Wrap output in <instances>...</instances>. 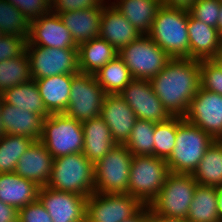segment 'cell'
<instances>
[{
  "label": "cell",
  "mask_w": 222,
  "mask_h": 222,
  "mask_svg": "<svg viewBox=\"0 0 222 222\" xmlns=\"http://www.w3.org/2000/svg\"><path fill=\"white\" fill-rule=\"evenodd\" d=\"M74 75L60 74L35 80L49 114L65 113L67 110Z\"/></svg>",
  "instance_id": "cell-24"
},
{
  "label": "cell",
  "mask_w": 222,
  "mask_h": 222,
  "mask_svg": "<svg viewBox=\"0 0 222 222\" xmlns=\"http://www.w3.org/2000/svg\"><path fill=\"white\" fill-rule=\"evenodd\" d=\"M26 44L61 49L78 48L59 14L51 11L30 21V33Z\"/></svg>",
  "instance_id": "cell-15"
},
{
  "label": "cell",
  "mask_w": 222,
  "mask_h": 222,
  "mask_svg": "<svg viewBox=\"0 0 222 222\" xmlns=\"http://www.w3.org/2000/svg\"><path fill=\"white\" fill-rule=\"evenodd\" d=\"M40 187L15 172L0 174V201L17 209L38 199Z\"/></svg>",
  "instance_id": "cell-25"
},
{
  "label": "cell",
  "mask_w": 222,
  "mask_h": 222,
  "mask_svg": "<svg viewBox=\"0 0 222 222\" xmlns=\"http://www.w3.org/2000/svg\"><path fill=\"white\" fill-rule=\"evenodd\" d=\"M47 187L88 197L95 192L94 164L82 152L54 158Z\"/></svg>",
  "instance_id": "cell-4"
},
{
  "label": "cell",
  "mask_w": 222,
  "mask_h": 222,
  "mask_svg": "<svg viewBox=\"0 0 222 222\" xmlns=\"http://www.w3.org/2000/svg\"><path fill=\"white\" fill-rule=\"evenodd\" d=\"M212 60L222 69V49L212 58Z\"/></svg>",
  "instance_id": "cell-48"
},
{
  "label": "cell",
  "mask_w": 222,
  "mask_h": 222,
  "mask_svg": "<svg viewBox=\"0 0 222 222\" xmlns=\"http://www.w3.org/2000/svg\"><path fill=\"white\" fill-rule=\"evenodd\" d=\"M197 184L192 174L170 172L148 207L162 216L186 219Z\"/></svg>",
  "instance_id": "cell-7"
},
{
  "label": "cell",
  "mask_w": 222,
  "mask_h": 222,
  "mask_svg": "<svg viewBox=\"0 0 222 222\" xmlns=\"http://www.w3.org/2000/svg\"><path fill=\"white\" fill-rule=\"evenodd\" d=\"M186 220L188 222H222L218 216L216 187L197 184Z\"/></svg>",
  "instance_id": "cell-29"
},
{
  "label": "cell",
  "mask_w": 222,
  "mask_h": 222,
  "mask_svg": "<svg viewBox=\"0 0 222 222\" xmlns=\"http://www.w3.org/2000/svg\"><path fill=\"white\" fill-rule=\"evenodd\" d=\"M100 117L110 128L113 141L124 145L138 120L134 111L119 94H107L104 98Z\"/></svg>",
  "instance_id": "cell-17"
},
{
  "label": "cell",
  "mask_w": 222,
  "mask_h": 222,
  "mask_svg": "<svg viewBox=\"0 0 222 222\" xmlns=\"http://www.w3.org/2000/svg\"><path fill=\"white\" fill-rule=\"evenodd\" d=\"M142 207L143 205L128 193L94 192L86 199L85 222H123Z\"/></svg>",
  "instance_id": "cell-12"
},
{
  "label": "cell",
  "mask_w": 222,
  "mask_h": 222,
  "mask_svg": "<svg viewBox=\"0 0 222 222\" xmlns=\"http://www.w3.org/2000/svg\"><path fill=\"white\" fill-rule=\"evenodd\" d=\"M200 87L222 95V69L211 60H200Z\"/></svg>",
  "instance_id": "cell-38"
},
{
  "label": "cell",
  "mask_w": 222,
  "mask_h": 222,
  "mask_svg": "<svg viewBox=\"0 0 222 222\" xmlns=\"http://www.w3.org/2000/svg\"><path fill=\"white\" fill-rule=\"evenodd\" d=\"M53 159L41 141H34L19 158L15 173L39 187L47 186L52 175Z\"/></svg>",
  "instance_id": "cell-18"
},
{
  "label": "cell",
  "mask_w": 222,
  "mask_h": 222,
  "mask_svg": "<svg viewBox=\"0 0 222 222\" xmlns=\"http://www.w3.org/2000/svg\"><path fill=\"white\" fill-rule=\"evenodd\" d=\"M177 116H172L165 122L155 124L154 156L167 159L176 144Z\"/></svg>",
  "instance_id": "cell-36"
},
{
  "label": "cell",
  "mask_w": 222,
  "mask_h": 222,
  "mask_svg": "<svg viewBox=\"0 0 222 222\" xmlns=\"http://www.w3.org/2000/svg\"><path fill=\"white\" fill-rule=\"evenodd\" d=\"M214 139L198 126L177 116L176 144L166 159L172 173L192 174Z\"/></svg>",
  "instance_id": "cell-2"
},
{
  "label": "cell",
  "mask_w": 222,
  "mask_h": 222,
  "mask_svg": "<svg viewBox=\"0 0 222 222\" xmlns=\"http://www.w3.org/2000/svg\"><path fill=\"white\" fill-rule=\"evenodd\" d=\"M149 221V207L143 206L134 216L123 222H148Z\"/></svg>",
  "instance_id": "cell-46"
},
{
  "label": "cell",
  "mask_w": 222,
  "mask_h": 222,
  "mask_svg": "<svg viewBox=\"0 0 222 222\" xmlns=\"http://www.w3.org/2000/svg\"><path fill=\"white\" fill-rule=\"evenodd\" d=\"M149 81L167 111L172 116L184 117L200 87V60L172 58Z\"/></svg>",
  "instance_id": "cell-1"
},
{
  "label": "cell",
  "mask_w": 222,
  "mask_h": 222,
  "mask_svg": "<svg viewBox=\"0 0 222 222\" xmlns=\"http://www.w3.org/2000/svg\"><path fill=\"white\" fill-rule=\"evenodd\" d=\"M218 31L222 36V0H221L220 13H219Z\"/></svg>",
  "instance_id": "cell-49"
},
{
  "label": "cell",
  "mask_w": 222,
  "mask_h": 222,
  "mask_svg": "<svg viewBox=\"0 0 222 222\" xmlns=\"http://www.w3.org/2000/svg\"><path fill=\"white\" fill-rule=\"evenodd\" d=\"M221 0H197L188 10L197 20L218 29Z\"/></svg>",
  "instance_id": "cell-37"
},
{
  "label": "cell",
  "mask_w": 222,
  "mask_h": 222,
  "mask_svg": "<svg viewBox=\"0 0 222 222\" xmlns=\"http://www.w3.org/2000/svg\"><path fill=\"white\" fill-rule=\"evenodd\" d=\"M106 95L94 74L79 72L72 77L65 114L81 123L96 118L100 116Z\"/></svg>",
  "instance_id": "cell-10"
},
{
  "label": "cell",
  "mask_w": 222,
  "mask_h": 222,
  "mask_svg": "<svg viewBox=\"0 0 222 222\" xmlns=\"http://www.w3.org/2000/svg\"><path fill=\"white\" fill-rule=\"evenodd\" d=\"M18 222H53L39 199L18 209Z\"/></svg>",
  "instance_id": "cell-42"
},
{
  "label": "cell",
  "mask_w": 222,
  "mask_h": 222,
  "mask_svg": "<svg viewBox=\"0 0 222 222\" xmlns=\"http://www.w3.org/2000/svg\"><path fill=\"white\" fill-rule=\"evenodd\" d=\"M169 173L165 159L155 156H133L128 194L143 206H149L159 194Z\"/></svg>",
  "instance_id": "cell-5"
},
{
  "label": "cell",
  "mask_w": 222,
  "mask_h": 222,
  "mask_svg": "<svg viewBox=\"0 0 222 222\" xmlns=\"http://www.w3.org/2000/svg\"><path fill=\"white\" fill-rule=\"evenodd\" d=\"M30 80H32V76L26 51L15 58L0 62V94L10 87Z\"/></svg>",
  "instance_id": "cell-32"
},
{
  "label": "cell",
  "mask_w": 222,
  "mask_h": 222,
  "mask_svg": "<svg viewBox=\"0 0 222 222\" xmlns=\"http://www.w3.org/2000/svg\"><path fill=\"white\" fill-rule=\"evenodd\" d=\"M118 56L124 61L134 79L150 80L172 59L148 35L121 48Z\"/></svg>",
  "instance_id": "cell-8"
},
{
  "label": "cell",
  "mask_w": 222,
  "mask_h": 222,
  "mask_svg": "<svg viewBox=\"0 0 222 222\" xmlns=\"http://www.w3.org/2000/svg\"><path fill=\"white\" fill-rule=\"evenodd\" d=\"M34 142L30 137L5 134L0 137V174L15 172L19 158Z\"/></svg>",
  "instance_id": "cell-33"
},
{
  "label": "cell",
  "mask_w": 222,
  "mask_h": 222,
  "mask_svg": "<svg viewBox=\"0 0 222 222\" xmlns=\"http://www.w3.org/2000/svg\"><path fill=\"white\" fill-rule=\"evenodd\" d=\"M218 216L222 221V186L217 187Z\"/></svg>",
  "instance_id": "cell-47"
},
{
  "label": "cell",
  "mask_w": 222,
  "mask_h": 222,
  "mask_svg": "<svg viewBox=\"0 0 222 222\" xmlns=\"http://www.w3.org/2000/svg\"><path fill=\"white\" fill-rule=\"evenodd\" d=\"M0 222H18V209L0 201Z\"/></svg>",
  "instance_id": "cell-43"
},
{
  "label": "cell",
  "mask_w": 222,
  "mask_h": 222,
  "mask_svg": "<svg viewBox=\"0 0 222 222\" xmlns=\"http://www.w3.org/2000/svg\"><path fill=\"white\" fill-rule=\"evenodd\" d=\"M0 33L28 38L30 20L7 0H0Z\"/></svg>",
  "instance_id": "cell-35"
},
{
  "label": "cell",
  "mask_w": 222,
  "mask_h": 222,
  "mask_svg": "<svg viewBox=\"0 0 222 222\" xmlns=\"http://www.w3.org/2000/svg\"><path fill=\"white\" fill-rule=\"evenodd\" d=\"M109 2L141 35L150 33L157 11L162 6L161 0H109Z\"/></svg>",
  "instance_id": "cell-26"
},
{
  "label": "cell",
  "mask_w": 222,
  "mask_h": 222,
  "mask_svg": "<svg viewBox=\"0 0 222 222\" xmlns=\"http://www.w3.org/2000/svg\"><path fill=\"white\" fill-rule=\"evenodd\" d=\"M82 129L84 135L82 153L93 164L117 145L113 141L110 128L100 116L82 122Z\"/></svg>",
  "instance_id": "cell-23"
},
{
  "label": "cell",
  "mask_w": 222,
  "mask_h": 222,
  "mask_svg": "<svg viewBox=\"0 0 222 222\" xmlns=\"http://www.w3.org/2000/svg\"><path fill=\"white\" fill-rule=\"evenodd\" d=\"M133 155L125 145L117 144L94 164L95 192L128 193Z\"/></svg>",
  "instance_id": "cell-9"
},
{
  "label": "cell",
  "mask_w": 222,
  "mask_h": 222,
  "mask_svg": "<svg viewBox=\"0 0 222 222\" xmlns=\"http://www.w3.org/2000/svg\"><path fill=\"white\" fill-rule=\"evenodd\" d=\"M32 80L60 74H78V49H61L26 44Z\"/></svg>",
  "instance_id": "cell-11"
},
{
  "label": "cell",
  "mask_w": 222,
  "mask_h": 222,
  "mask_svg": "<svg viewBox=\"0 0 222 222\" xmlns=\"http://www.w3.org/2000/svg\"><path fill=\"white\" fill-rule=\"evenodd\" d=\"M30 21L51 11V0H7Z\"/></svg>",
  "instance_id": "cell-39"
},
{
  "label": "cell",
  "mask_w": 222,
  "mask_h": 222,
  "mask_svg": "<svg viewBox=\"0 0 222 222\" xmlns=\"http://www.w3.org/2000/svg\"><path fill=\"white\" fill-rule=\"evenodd\" d=\"M119 95L139 120L158 123L172 117L153 91L149 80L133 79Z\"/></svg>",
  "instance_id": "cell-14"
},
{
  "label": "cell",
  "mask_w": 222,
  "mask_h": 222,
  "mask_svg": "<svg viewBox=\"0 0 222 222\" xmlns=\"http://www.w3.org/2000/svg\"><path fill=\"white\" fill-rule=\"evenodd\" d=\"M1 103H2V98L0 96V137L5 135V131L2 125V121H1Z\"/></svg>",
  "instance_id": "cell-50"
},
{
  "label": "cell",
  "mask_w": 222,
  "mask_h": 222,
  "mask_svg": "<svg viewBox=\"0 0 222 222\" xmlns=\"http://www.w3.org/2000/svg\"><path fill=\"white\" fill-rule=\"evenodd\" d=\"M184 118L214 140H222V95L199 87Z\"/></svg>",
  "instance_id": "cell-13"
},
{
  "label": "cell",
  "mask_w": 222,
  "mask_h": 222,
  "mask_svg": "<svg viewBox=\"0 0 222 222\" xmlns=\"http://www.w3.org/2000/svg\"><path fill=\"white\" fill-rule=\"evenodd\" d=\"M40 141L53 158L81 153L84 147L82 123L65 113L43 119Z\"/></svg>",
  "instance_id": "cell-6"
},
{
  "label": "cell",
  "mask_w": 222,
  "mask_h": 222,
  "mask_svg": "<svg viewBox=\"0 0 222 222\" xmlns=\"http://www.w3.org/2000/svg\"><path fill=\"white\" fill-rule=\"evenodd\" d=\"M38 199L53 222H85L86 196L40 187Z\"/></svg>",
  "instance_id": "cell-16"
},
{
  "label": "cell",
  "mask_w": 222,
  "mask_h": 222,
  "mask_svg": "<svg viewBox=\"0 0 222 222\" xmlns=\"http://www.w3.org/2000/svg\"><path fill=\"white\" fill-rule=\"evenodd\" d=\"M141 36L116 7L106 0L103 3L99 37L105 39L117 51Z\"/></svg>",
  "instance_id": "cell-19"
},
{
  "label": "cell",
  "mask_w": 222,
  "mask_h": 222,
  "mask_svg": "<svg viewBox=\"0 0 222 222\" xmlns=\"http://www.w3.org/2000/svg\"><path fill=\"white\" fill-rule=\"evenodd\" d=\"M27 38L16 35L0 36V62L21 55L26 50Z\"/></svg>",
  "instance_id": "cell-40"
},
{
  "label": "cell",
  "mask_w": 222,
  "mask_h": 222,
  "mask_svg": "<svg viewBox=\"0 0 222 222\" xmlns=\"http://www.w3.org/2000/svg\"><path fill=\"white\" fill-rule=\"evenodd\" d=\"M148 36L171 58H189L188 11L161 6Z\"/></svg>",
  "instance_id": "cell-3"
},
{
  "label": "cell",
  "mask_w": 222,
  "mask_h": 222,
  "mask_svg": "<svg viewBox=\"0 0 222 222\" xmlns=\"http://www.w3.org/2000/svg\"><path fill=\"white\" fill-rule=\"evenodd\" d=\"M94 76L106 94H119L134 79L119 56L100 68Z\"/></svg>",
  "instance_id": "cell-31"
},
{
  "label": "cell",
  "mask_w": 222,
  "mask_h": 222,
  "mask_svg": "<svg viewBox=\"0 0 222 222\" xmlns=\"http://www.w3.org/2000/svg\"><path fill=\"white\" fill-rule=\"evenodd\" d=\"M148 222H188V221L186 219H181V218L162 216L160 214L153 213L149 209V221Z\"/></svg>",
  "instance_id": "cell-45"
},
{
  "label": "cell",
  "mask_w": 222,
  "mask_h": 222,
  "mask_svg": "<svg viewBox=\"0 0 222 222\" xmlns=\"http://www.w3.org/2000/svg\"><path fill=\"white\" fill-rule=\"evenodd\" d=\"M77 49L78 67L81 73L95 74L118 56V51L100 37L79 44Z\"/></svg>",
  "instance_id": "cell-27"
},
{
  "label": "cell",
  "mask_w": 222,
  "mask_h": 222,
  "mask_svg": "<svg viewBox=\"0 0 222 222\" xmlns=\"http://www.w3.org/2000/svg\"><path fill=\"white\" fill-rule=\"evenodd\" d=\"M0 96L2 102L36 113L43 119L50 115L43 104L35 80H30L26 83L10 87L3 91Z\"/></svg>",
  "instance_id": "cell-28"
},
{
  "label": "cell",
  "mask_w": 222,
  "mask_h": 222,
  "mask_svg": "<svg viewBox=\"0 0 222 222\" xmlns=\"http://www.w3.org/2000/svg\"><path fill=\"white\" fill-rule=\"evenodd\" d=\"M197 0H161V5L169 8L189 10Z\"/></svg>",
  "instance_id": "cell-44"
},
{
  "label": "cell",
  "mask_w": 222,
  "mask_h": 222,
  "mask_svg": "<svg viewBox=\"0 0 222 222\" xmlns=\"http://www.w3.org/2000/svg\"><path fill=\"white\" fill-rule=\"evenodd\" d=\"M1 121L5 134L30 137L34 141H40L43 124L40 115L2 102Z\"/></svg>",
  "instance_id": "cell-21"
},
{
  "label": "cell",
  "mask_w": 222,
  "mask_h": 222,
  "mask_svg": "<svg viewBox=\"0 0 222 222\" xmlns=\"http://www.w3.org/2000/svg\"><path fill=\"white\" fill-rule=\"evenodd\" d=\"M103 4L99 8L67 11L59 14L77 45L99 37Z\"/></svg>",
  "instance_id": "cell-22"
},
{
  "label": "cell",
  "mask_w": 222,
  "mask_h": 222,
  "mask_svg": "<svg viewBox=\"0 0 222 222\" xmlns=\"http://www.w3.org/2000/svg\"><path fill=\"white\" fill-rule=\"evenodd\" d=\"M106 0H51V12L61 14L67 11L99 8Z\"/></svg>",
  "instance_id": "cell-41"
},
{
  "label": "cell",
  "mask_w": 222,
  "mask_h": 222,
  "mask_svg": "<svg viewBox=\"0 0 222 222\" xmlns=\"http://www.w3.org/2000/svg\"><path fill=\"white\" fill-rule=\"evenodd\" d=\"M199 185L222 186V141L215 140L192 173Z\"/></svg>",
  "instance_id": "cell-30"
},
{
  "label": "cell",
  "mask_w": 222,
  "mask_h": 222,
  "mask_svg": "<svg viewBox=\"0 0 222 222\" xmlns=\"http://www.w3.org/2000/svg\"><path fill=\"white\" fill-rule=\"evenodd\" d=\"M155 122L137 120L124 144L133 156H154Z\"/></svg>",
  "instance_id": "cell-34"
},
{
  "label": "cell",
  "mask_w": 222,
  "mask_h": 222,
  "mask_svg": "<svg viewBox=\"0 0 222 222\" xmlns=\"http://www.w3.org/2000/svg\"><path fill=\"white\" fill-rule=\"evenodd\" d=\"M189 58L211 60L222 49V36L217 28L209 26L188 12Z\"/></svg>",
  "instance_id": "cell-20"
}]
</instances>
